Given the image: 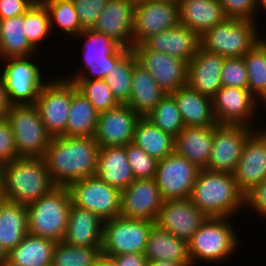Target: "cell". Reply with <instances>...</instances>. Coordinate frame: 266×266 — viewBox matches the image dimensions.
Wrapping results in <instances>:
<instances>
[{
	"label": "cell",
	"instance_id": "obj_42",
	"mask_svg": "<svg viewBox=\"0 0 266 266\" xmlns=\"http://www.w3.org/2000/svg\"><path fill=\"white\" fill-rule=\"evenodd\" d=\"M162 131L176 137L185 127L175 99L166 94L156 107L145 116Z\"/></svg>",
	"mask_w": 266,
	"mask_h": 266
},
{
	"label": "cell",
	"instance_id": "obj_55",
	"mask_svg": "<svg viewBox=\"0 0 266 266\" xmlns=\"http://www.w3.org/2000/svg\"><path fill=\"white\" fill-rule=\"evenodd\" d=\"M8 264V253L0 245V266H7Z\"/></svg>",
	"mask_w": 266,
	"mask_h": 266
},
{
	"label": "cell",
	"instance_id": "obj_18",
	"mask_svg": "<svg viewBox=\"0 0 266 266\" xmlns=\"http://www.w3.org/2000/svg\"><path fill=\"white\" fill-rule=\"evenodd\" d=\"M163 203L155 178L135 179L121 191L120 216L156 222Z\"/></svg>",
	"mask_w": 266,
	"mask_h": 266
},
{
	"label": "cell",
	"instance_id": "obj_58",
	"mask_svg": "<svg viewBox=\"0 0 266 266\" xmlns=\"http://www.w3.org/2000/svg\"><path fill=\"white\" fill-rule=\"evenodd\" d=\"M262 109H265V110H263L262 112H264L265 111V113H263L262 115H266V101L262 104Z\"/></svg>",
	"mask_w": 266,
	"mask_h": 266
},
{
	"label": "cell",
	"instance_id": "obj_40",
	"mask_svg": "<svg viewBox=\"0 0 266 266\" xmlns=\"http://www.w3.org/2000/svg\"><path fill=\"white\" fill-rule=\"evenodd\" d=\"M23 24L25 29L24 33L27 36L29 43L38 52L40 51V47H44L43 43L45 41L47 43V39L52 35H55V33L52 34L51 31L48 10L40 0H37L23 14Z\"/></svg>",
	"mask_w": 266,
	"mask_h": 266
},
{
	"label": "cell",
	"instance_id": "obj_25",
	"mask_svg": "<svg viewBox=\"0 0 266 266\" xmlns=\"http://www.w3.org/2000/svg\"><path fill=\"white\" fill-rule=\"evenodd\" d=\"M212 126H186L175 137V153L185 157L191 163L196 164L200 169H206L211 156L214 138Z\"/></svg>",
	"mask_w": 266,
	"mask_h": 266
},
{
	"label": "cell",
	"instance_id": "obj_21",
	"mask_svg": "<svg viewBox=\"0 0 266 266\" xmlns=\"http://www.w3.org/2000/svg\"><path fill=\"white\" fill-rule=\"evenodd\" d=\"M141 116L127 104L99 113L95 140L99 147L126 146L133 141Z\"/></svg>",
	"mask_w": 266,
	"mask_h": 266
},
{
	"label": "cell",
	"instance_id": "obj_5",
	"mask_svg": "<svg viewBox=\"0 0 266 266\" xmlns=\"http://www.w3.org/2000/svg\"><path fill=\"white\" fill-rule=\"evenodd\" d=\"M74 39L80 43L82 41V51H80L82 56H79L81 59L79 62L82 63L77 66L75 72L71 73L69 70L72 75L64 76L62 73L67 80L105 79L115 64L130 50L94 29L83 30Z\"/></svg>",
	"mask_w": 266,
	"mask_h": 266
},
{
	"label": "cell",
	"instance_id": "obj_26",
	"mask_svg": "<svg viewBox=\"0 0 266 266\" xmlns=\"http://www.w3.org/2000/svg\"><path fill=\"white\" fill-rule=\"evenodd\" d=\"M103 225L104 221L93 212L72 204L63 242L80 247H102Z\"/></svg>",
	"mask_w": 266,
	"mask_h": 266
},
{
	"label": "cell",
	"instance_id": "obj_1",
	"mask_svg": "<svg viewBox=\"0 0 266 266\" xmlns=\"http://www.w3.org/2000/svg\"><path fill=\"white\" fill-rule=\"evenodd\" d=\"M99 150L95 137H52L44 159L54 184L68 187L96 175Z\"/></svg>",
	"mask_w": 266,
	"mask_h": 266
},
{
	"label": "cell",
	"instance_id": "obj_7",
	"mask_svg": "<svg viewBox=\"0 0 266 266\" xmlns=\"http://www.w3.org/2000/svg\"><path fill=\"white\" fill-rule=\"evenodd\" d=\"M260 27L258 21L226 18L200 36L201 47L224 58L243 57L266 37Z\"/></svg>",
	"mask_w": 266,
	"mask_h": 266
},
{
	"label": "cell",
	"instance_id": "obj_49",
	"mask_svg": "<svg viewBox=\"0 0 266 266\" xmlns=\"http://www.w3.org/2000/svg\"><path fill=\"white\" fill-rule=\"evenodd\" d=\"M245 211L256 214L255 217L265 218L263 221H266V179L245 195Z\"/></svg>",
	"mask_w": 266,
	"mask_h": 266
},
{
	"label": "cell",
	"instance_id": "obj_61",
	"mask_svg": "<svg viewBox=\"0 0 266 266\" xmlns=\"http://www.w3.org/2000/svg\"><path fill=\"white\" fill-rule=\"evenodd\" d=\"M134 3H137L139 1H143V0H132Z\"/></svg>",
	"mask_w": 266,
	"mask_h": 266
},
{
	"label": "cell",
	"instance_id": "obj_16",
	"mask_svg": "<svg viewBox=\"0 0 266 266\" xmlns=\"http://www.w3.org/2000/svg\"><path fill=\"white\" fill-rule=\"evenodd\" d=\"M260 127L218 124L214 128L211 156L206 169L233 174L248 136Z\"/></svg>",
	"mask_w": 266,
	"mask_h": 266
},
{
	"label": "cell",
	"instance_id": "obj_46",
	"mask_svg": "<svg viewBox=\"0 0 266 266\" xmlns=\"http://www.w3.org/2000/svg\"><path fill=\"white\" fill-rule=\"evenodd\" d=\"M226 18L258 21V0H220ZM257 17V18H256Z\"/></svg>",
	"mask_w": 266,
	"mask_h": 266
},
{
	"label": "cell",
	"instance_id": "obj_6",
	"mask_svg": "<svg viewBox=\"0 0 266 266\" xmlns=\"http://www.w3.org/2000/svg\"><path fill=\"white\" fill-rule=\"evenodd\" d=\"M40 54L0 60V75L12 105L35 104L42 87L51 79L49 72L45 75L41 63L46 61L39 59Z\"/></svg>",
	"mask_w": 266,
	"mask_h": 266
},
{
	"label": "cell",
	"instance_id": "obj_27",
	"mask_svg": "<svg viewBox=\"0 0 266 266\" xmlns=\"http://www.w3.org/2000/svg\"><path fill=\"white\" fill-rule=\"evenodd\" d=\"M178 5L179 23L199 36L226 19L220 0H180Z\"/></svg>",
	"mask_w": 266,
	"mask_h": 266
},
{
	"label": "cell",
	"instance_id": "obj_10",
	"mask_svg": "<svg viewBox=\"0 0 266 266\" xmlns=\"http://www.w3.org/2000/svg\"><path fill=\"white\" fill-rule=\"evenodd\" d=\"M68 189L73 205L90 210L104 222L120 216L121 190L97 175L75 181Z\"/></svg>",
	"mask_w": 266,
	"mask_h": 266
},
{
	"label": "cell",
	"instance_id": "obj_34",
	"mask_svg": "<svg viewBox=\"0 0 266 266\" xmlns=\"http://www.w3.org/2000/svg\"><path fill=\"white\" fill-rule=\"evenodd\" d=\"M98 115L94 106L77 89L72 81V100L66 133L63 136L95 137L98 125Z\"/></svg>",
	"mask_w": 266,
	"mask_h": 266
},
{
	"label": "cell",
	"instance_id": "obj_14",
	"mask_svg": "<svg viewBox=\"0 0 266 266\" xmlns=\"http://www.w3.org/2000/svg\"><path fill=\"white\" fill-rule=\"evenodd\" d=\"M201 169L177 153L158 161L155 181L162 199H187Z\"/></svg>",
	"mask_w": 266,
	"mask_h": 266
},
{
	"label": "cell",
	"instance_id": "obj_39",
	"mask_svg": "<svg viewBox=\"0 0 266 266\" xmlns=\"http://www.w3.org/2000/svg\"><path fill=\"white\" fill-rule=\"evenodd\" d=\"M137 62L135 52L130 49L104 79L119 104H127L130 99L132 71Z\"/></svg>",
	"mask_w": 266,
	"mask_h": 266
},
{
	"label": "cell",
	"instance_id": "obj_15",
	"mask_svg": "<svg viewBox=\"0 0 266 266\" xmlns=\"http://www.w3.org/2000/svg\"><path fill=\"white\" fill-rule=\"evenodd\" d=\"M179 23V5L174 1L143 0L135 3L133 46L147 38L172 29Z\"/></svg>",
	"mask_w": 266,
	"mask_h": 266
},
{
	"label": "cell",
	"instance_id": "obj_20",
	"mask_svg": "<svg viewBox=\"0 0 266 266\" xmlns=\"http://www.w3.org/2000/svg\"><path fill=\"white\" fill-rule=\"evenodd\" d=\"M208 218L189 198L165 200L155 224L177 238L189 241Z\"/></svg>",
	"mask_w": 266,
	"mask_h": 266
},
{
	"label": "cell",
	"instance_id": "obj_23",
	"mask_svg": "<svg viewBox=\"0 0 266 266\" xmlns=\"http://www.w3.org/2000/svg\"><path fill=\"white\" fill-rule=\"evenodd\" d=\"M225 58L201 46L188 63L187 85L202 95L213 98L222 87L221 70Z\"/></svg>",
	"mask_w": 266,
	"mask_h": 266
},
{
	"label": "cell",
	"instance_id": "obj_38",
	"mask_svg": "<svg viewBox=\"0 0 266 266\" xmlns=\"http://www.w3.org/2000/svg\"><path fill=\"white\" fill-rule=\"evenodd\" d=\"M248 90L261 104L266 101V37L243 56Z\"/></svg>",
	"mask_w": 266,
	"mask_h": 266
},
{
	"label": "cell",
	"instance_id": "obj_45",
	"mask_svg": "<svg viewBox=\"0 0 266 266\" xmlns=\"http://www.w3.org/2000/svg\"><path fill=\"white\" fill-rule=\"evenodd\" d=\"M221 80L222 86L248 89L247 68L243 57L225 58Z\"/></svg>",
	"mask_w": 266,
	"mask_h": 266
},
{
	"label": "cell",
	"instance_id": "obj_53",
	"mask_svg": "<svg viewBox=\"0 0 266 266\" xmlns=\"http://www.w3.org/2000/svg\"><path fill=\"white\" fill-rule=\"evenodd\" d=\"M147 266H193L192 263H179L170 261H148Z\"/></svg>",
	"mask_w": 266,
	"mask_h": 266
},
{
	"label": "cell",
	"instance_id": "obj_28",
	"mask_svg": "<svg viewBox=\"0 0 266 266\" xmlns=\"http://www.w3.org/2000/svg\"><path fill=\"white\" fill-rule=\"evenodd\" d=\"M177 104L186 126H212L216 119L213 113L212 98L202 95L188 85L170 94Z\"/></svg>",
	"mask_w": 266,
	"mask_h": 266
},
{
	"label": "cell",
	"instance_id": "obj_8",
	"mask_svg": "<svg viewBox=\"0 0 266 266\" xmlns=\"http://www.w3.org/2000/svg\"><path fill=\"white\" fill-rule=\"evenodd\" d=\"M71 205L68 187L60 186L27 205L28 233L56 242L63 241Z\"/></svg>",
	"mask_w": 266,
	"mask_h": 266
},
{
	"label": "cell",
	"instance_id": "obj_2",
	"mask_svg": "<svg viewBox=\"0 0 266 266\" xmlns=\"http://www.w3.org/2000/svg\"><path fill=\"white\" fill-rule=\"evenodd\" d=\"M189 199L209 218H235L245 210V195L230 173L201 169Z\"/></svg>",
	"mask_w": 266,
	"mask_h": 266
},
{
	"label": "cell",
	"instance_id": "obj_51",
	"mask_svg": "<svg viewBox=\"0 0 266 266\" xmlns=\"http://www.w3.org/2000/svg\"><path fill=\"white\" fill-rule=\"evenodd\" d=\"M116 266H147L148 260L144 253H126L110 257Z\"/></svg>",
	"mask_w": 266,
	"mask_h": 266
},
{
	"label": "cell",
	"instance_id": "obj_9",
	"mask_svg": "<svg viewBox=\"0 0 266 266\" xmlns=\"http://www.w3.org/2000/svg\"><path fill=\"white\" fill-rule=\"evenodd\" d=\"M13 130L19 157L44 158L52 136L35 104L12 105L6 118Z\"/></svg>",
	"mask_w": 266,
	"mask_h": 266
},
{
	"label": "cell",
	"instance_id": "obj_37",
	"mask_svg": "<svg viewBox=\"0 0 266 266\" xmlns=\"http://www.w3.org/2000/svg\"><path fill=\"white\" fill-rule=\"evenodd\" d=\"M48 10L52 34L63 33L64 39L74 38L84 29L81 27L73 0H40ZM57 28L59 31H57ZM54 31V32H53Z\"/></svg>",
	"mask_w": 266,
	"mask_h": 266
},
{
	"label": "cell",
	"instance_id": "obj_32",
	"mask_svg": "<svg viewBox=\"0 0 266 266\" xmlns=\"http://www.w3.org/2000/svg\"><path fill=\"white\" fill-rule=\"evenodd\" d=\"M27 234V205L5 200L0 205V245L9 254Z\"/></svg>",
	"mask_w": 266,
	"mask_h": 266
},
{
	"label": "cell",
	"instance_id": "obj_44",
	"mask_svg": "<svg viewBox=\"0 0 266 266\" xmlns=\"http://www.w3.org/2000/svg\"><path fill=\"white\" fill-rule=\"evenodd\" d=\"M127 160L135 179L155 178L158 161L149 156L141 147L133 144L125 146Z\"/></svg>",
	"mask_w": 266,
	"mask_h": 266
},
{
	"label": "cell",
	"instance_id": "obj_17",
	"mask_svg": "<svg viewBox=\"0 0 266 266\" xmlns=\"http://www.w3.org/2000/svg\"><path fill=\"white\" fill-rule=\"evenodd\" d=\"M137 61L156 80L159 87L172 94L187 85L188 62L153 50H145L141 45L133 46Z\"/></svg>",
	"mask_w": 266,
	"mask_h": 266
},
{
	"label": "cell",
	"instance_id": "obj_13",
	"mask_svg": "<svg viewBox=\"0 0 266 266\" xmlns=\"http://www.w3.org/2000/svg\"><path fill=\"white\" fill-rule=\"evenodd\" d=\"M72 100V81L55 74L42 87L35 103L41 120L52 137L66 133Z\"/></svg>",
	"mask_w": 266,
	"mask_h": 266
},
{
	"label": "cell",
	"instance_id": "obj_3",
	"mask_svg": "<svg viewBox=\"0 0 266 266\" xmlns=\"http://www.w3.org/2000/svg\"><path fill=\"white\" fill-rule=\"evenodd\" d=\"M5 200L29 205L57 187L44 158L18 157L0 167Z\"/></svg>",
	"mask_w": 266,
	"mask_h": 266
},
{
	"label": "cell",
	"instance_id": "obj_29",
	"mask_svg": "<svg viewBox=\"0 0 266 266\" xmlns=\"http://www.w3.org/2000/svg\"><path fill=\"white\" fill-rule=\"evenodd\" d=\"M96 175L121 191L128 187L135 177L127 160L125 146L101 147Z\"/></svg>",
	"mask_w": 266,
	"mask_h": 266
},
{
	"label": "cell",
	"instance_id": "obj_43",
	"mask_svg": "<svg viewBox=\"0 0 266 266\" xmlns=\"http://www.w3.org/2000/svg\"><path fill=\"white\" fill-rule=\"evenodd\" d=\"M77 89L89 100L98 113L113 109L119 105L114 98L111 88L104 79L96 80H70Z\"/></svg>",
	"mask_w": 266,
	"mask_h": 266
},
{
	"label": "cell",
	"instance_id": "obj_33",
	"mask_svg": "<svg viewBox=\"0 0 266 266\" xmlns=\"http://www.w3.org/2000/svg\"><path fill=\"white\" fill-rule=\"evenodd\" d=\"M56 241L27 234L24 239L8 254L7 266H48Z\"/></svg>",
	"mask_w": 266,
	"mask_h": 266
},
{
	"label": "cell",
	"instance_id": "obj_22",
	"mask_svg": "<svg viewBox=\"0 0 266 266\" xmlns=\"http://www.w3.org/2000/svg\"><path fill=\"white\" fill-rule=\"evenodd\" d=\"M135 3L132 0H109L93 27L128 49L133 48Z\"/></svg>",
	"mask_w": 266,
	"mask_h": 266
},
{
	"label": "cell",
	"instance_id": "obj_31",
	"mask_svg": "<svg viewBox=\"0 0 266 266\" xmlns=\"http://www.w3.org/2000/svg\"><path fill=\"white\" fill-rule=\"evenodd\" d=\"M165 95L151 74L137 62L133 66L132 88L127 105L141 117H145Z\"/></svg>",
	"mask_w": 266,
	"mask_h": 266
},
{
	"label": "cell",
	"instance_id": "obj_30",
	"mask_svg": "<svg viewBox=\"0 0 266 266\" xmlns=\"http://www.w3.org/2000/svg\"><path fill=\"white\" fill-rule=\"evenodd\" d=\"M144 254L148 261L192 263L188 241L177 238L156 224L149 232Z\"/></svg>",
	"mask_w": 266,
	"mask_h": 266
},
{
	"label": "cell",
	"instance_id": "obj_11",
	"mask_svg": "<svg viewBox=\"0 0 266 266\" xmlns=\"http://www.w3.org/2000/svg\"><path fill=\"white\" fill-rule=\"evenodd\" d=\"M212 104L217 124L261 127L257 122L261 120L262 104L248 89L222 86Z\"/></svg>",
	"mask_w": 266,
	"mask_h": 266
},
{
	"label": "cell",
	"instance_id": "obj_24",
	"mask_svg": "<svg viewBox=\"0 0 266 266\" xmlns=\"http://www.w3.org/2000/svg\"><path fill=\"white\" fill-rule=\"evenodd\" d=\"M141 46L145 50H153L190 62L197 54L200 36L189 27L178 26L147 38Z\"/></svg>",
	"mask_w": 266,
	"mask_h": 266
},
{
	"label": "cell",
	"instance_id": "obj_19",
	"mask_svg": "<svg viewBox=\"0 0 266 266\" xmlns=\"http://www.w3.org/2000/svg\"><path fill=\"white\" fill-rule=\"evenodd\" d=\"M233 176L244 195L266 179V134L262 129H255L246 139Z\"/></svg>",
	"mask_w": 266,
	"mask_h": 266
},
{
	"label": "cell",
	"instance_id": "obj_4",
	"mask_svg": "<svg viewBox=\"0 0 266 266\" xmlns=\"http://www.w3.org/2000/svg\"><path fill=\"white\" fill-rule=\"evenodd\" d=\"M235 219L231 217L208 218L201 225L188 241L193 266H199L200 263L205 266L206 263L216 264V266L224 265V261L229 262L227 259L236 256L234 254L240 250V243L243 239H240L241 235L236 230Z\"/></svg>",
	"mask_w": 266,
	"mask_h": 266
},
{
	"label": "cell",
	"instance_id": "obj_41",
	"mask_svg": "<svg viewBox=\"0 0 266 266\" xmlns=\"http://www.w3.org/2000/svg\"><path fill=\"white\" fill-rule=\"evenodd\" d=\"M102 247H80L57 242L52 257V266H95L102 256Z\"/></svg>",
	"mask_w": 266,
	"mask_h": 266
},
{
	"label": "cell",
	"instance_id": "obj_12",
	"mask_svg": "<svg viewBox=\"0 0 266 266\" xmlns=\"http://www.w3.org/2000/svg\"><path fill=\"white\" fill-rule=\"evenodd\" d=\"M155 222L121 216L104 222L102 255L112 257L126 253H144L149 232Z\"/></svg>",
	"mask_w": 266,
	"mask_h": 266
},
{
	"label": "cell",
	"instance_id": "obj_52",
	"mask_svg": "<svg viewBox=\"0 0 266 266\" xmlns=\"http://www.w3.org/2000/svg\"><path fill=\"white\" fill-rule=\"evenodd\" d=\"M12 104L9 102L4 81L0 75V120L6 119Z\"/></svg>",
	"mask_w": 266,
	"mask_h": 266
},
{
	"label": "cell",
	"instance_id": "obj_48",
	"mask_svg": "<svg viewBox=\"0 0 266 266\" xmlns=\"http://www.w3.org/2000/svg\"><path fill=\"white\" fill-rule=\"evenodd\" d=\"M12 127L7 119L0 120V167L18 158Z\"/></svg>",
	"mask_w": 266,
	"mask_h": 266
},
{
	"label": "cell",
	"instance_id": "obj_50",
	"mask_svg": "<svg viewBox=\"0 0 266 266\" xmlns=\"http://www.w3.org/2000/svg\"><path fill=\"white\" fill-rule=\"evenodd\" d=\"M37 0H0V20L23 15Z\"/></svg>",
	"mask_w": 266,
	"mask_h": 266
},
{
	"label": "cell",
	"instance_id": "obj_35",
	"mask_svg": "<svg viewBox=\"0 0 266 266\" xmlns=\"http://www.w3.org/2000/svg\"><path fill=\"white\" fill-rule=\"evenodd\" d=\"M132 143L157 161L175 152V137L162 131L146 117L138 120Z\"/></svg>",
	"mask_w": 266,
	"mask_h": 266
},
{
	"label": "cell",
	"instance_id": "obj_54",
	"mask_svg": "<svg viewBox=\"0 0 266 266\" xmlns=\"http://www.w3.org/2000/svg\"><path fill=\"white\" fill-rule=\"evenodd\" d=\"M95 266H116V265H115L114 261L111 258L102 255L97 260Z\"/></svg>",
	"mask_w": 266,
	"mask_h": 266
},
{
	"label": "cell",
	"instance_id": "obj_56",
	"mask_svg": "<svg viewBox=\"0 0 266 266\" xmlns=\"http://www.w3.org/2000/svg\"><path fill=\"white\" fill-rule=\"evenodd\" d=\"M265 11H266V0H258V14H259L258 19L261 18L263 13H266ZM260 14H261V16H260Z\"/></svg>",
	"mask_w": 266,
	"mask_h": 266
},
{
	"label": "cell",
	"instance_id": "obj_60",
	"mask_svg": "<svg viewBox=\"0 0 266 266\" xmlns=\"http://www.w3.org/2000/svg\"><path fill=\"white\" fill-rule=\"evenodd\" d=\"M163 1H174V2L179 3L180 0H163Z\"/></svg>",
	"mask_w": 266,
	"mask_h": 266
},
{
	"label": "cell",
	"instance_id": "obj_59",
	"mask_svg": "<svg viewBox=\"0 0 266 266\" xmlns=\"http://www.w3.org/2000/svg\"><path fill=\"white\" fill-rule=\"evenodd\" d=\"M263 125H265V127H263ZM261 126H262V127H260V128H261V129L263 130V132L266 134V124H265V123H264V124L261 123Z\"/></svg>",
	"mask_w": 266,
	"mask_h": 266
},
{
	"label": "cell",
	"instance_id": "obj_47",
	"mask_svg": "<svg viewBox=\"0 0 266 266\" xmlns=\"http://www.w3.org/2000/svg\"><path fill=\"white\" fill-rule=\"evenodd\" d=\"M109 0H73L81 27L93 29Z\"/></svg>",
	"mask_w": 266,
	"mask_h": 266
},
{
	"label": "cell",
	"instance_id": "obj_36",
	"mask_svg": "<svg viewBox=\"0 0 266 266\" xmlns=\"http://www.w3.org/2000/svg\"><path fill=\"white\" fill-rule=\"evenodd\" d=\"M24 32L23 15L0 20V60L39 53Z\"/></svg>",
	"mask_w": 266,
	"mask_h": 266
},
{
	"label": "cell",
	"instance_id": "obj_57",
	"mask_svg": "<svg viewBox=\"0 0 266 266\" xmlns=\"http://www.w3.org/2000/svg\"><path fill=\"white\" fill-rule=\"evenodd\" d=\"M5 201L4 192L0 183V205Z\"/></svg>",
	"mask_w": 266,
	"mask_h": 266
}]
</instances>
